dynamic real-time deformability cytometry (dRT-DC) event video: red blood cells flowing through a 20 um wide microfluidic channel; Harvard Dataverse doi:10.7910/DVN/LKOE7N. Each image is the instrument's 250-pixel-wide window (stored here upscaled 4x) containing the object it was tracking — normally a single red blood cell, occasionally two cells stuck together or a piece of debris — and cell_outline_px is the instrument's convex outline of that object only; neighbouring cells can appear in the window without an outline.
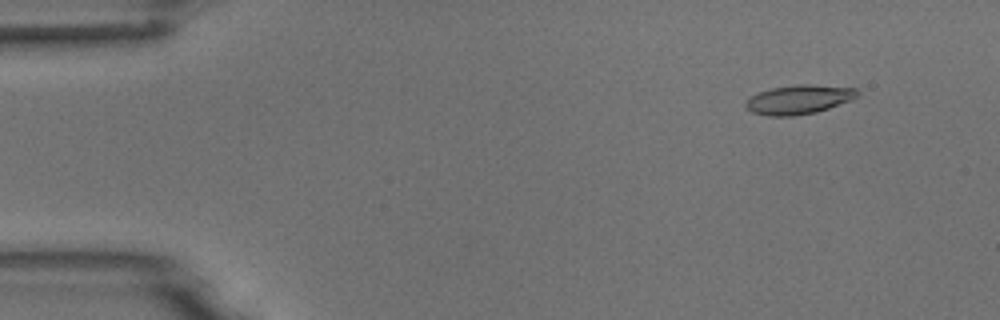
{"species": "common noctule bat (a hibernating species)", "species_latin": "Nyctalus noctula", "temperature_condition": "room temperature", "stored_images_in_passage": 53, "camera_frame_rate_fps": 3000, "um_per_image_px": 0.085, "animal": {"sex": "male", "body_mass_g": 18.8}, "frame": {"image": 1, "passage_image": 5, "time_ms": 1.333, "image_size_px": [1000, 320], "cell_outline_px": [[860, 96], [852, 100], [816, 112], [792, 116], [768, 116], [752, 112], [744, 104], [752, 96], [760, 92], [772, 88], [796, 84], [808, 84], [856, 88], [860, 92]], "centroid_in_image_um": [67.95, 8.45], "position_along_channel_um": 17.0, "area_um2": 18.9}}
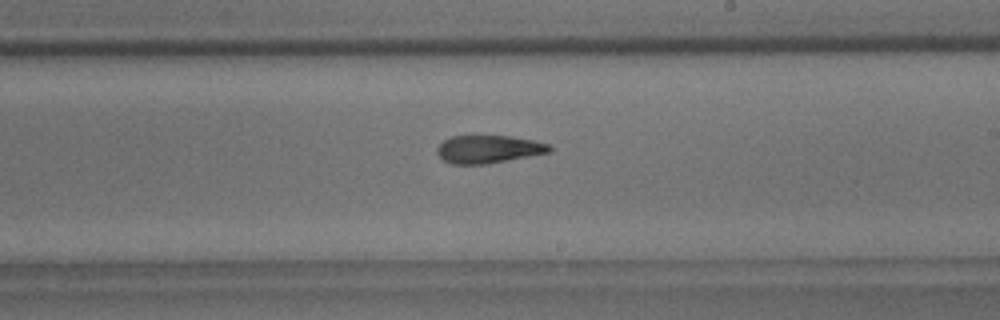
{"frame": {"image": 2, "passage_image": 31, "time_ms": 10.0, "image_size_px": [1000, 320], "cell_outline_px": [[552, 152], [488, 164], [452, 164], [444, 160], [436, 152], [436, 148], [444, 140], [452, 136], [472, 132], [508, 136], [532, 140], [548, 144], [552, 148]], "centroid_in_image_um": [41.49, 12.64], "position_along_channel_um": 247.5, "area_um2": 19.02}}
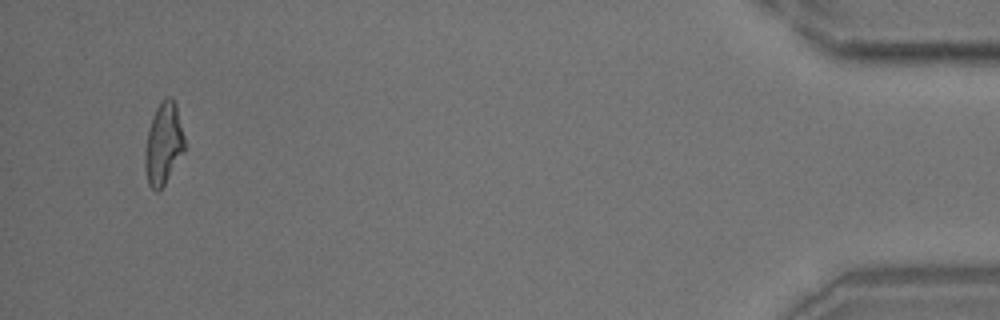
{"frame": {"image": 3, "passage_image": 51, "time_ms": 16.667, "image_size_px": [1000, 320], "cell_outline_px": [[184, 152], [164, 184], [156, 192], [148, 184], [144, 168], [144, 152], [148, 128], [152, 116], [160, 100], [164, 96], [172, 96], [176, 104], [184, 136]], "centroid_in_image_um": [13.87, 12.17], "position_along_channel_um": 421.3, "area_um2": 19.07}, "authors_computed_cell_mechanics": {"area_um2": 18.9006, "velocity_mm_per_s": 3.78, "shape_relaxation_time_tau1_ms": 5.5192, "shape_relaxation_time_tau2_ms": 3.1805, "deformation_change_tau1": 0.1843, "deformation_change_tau2": 0.1306}}